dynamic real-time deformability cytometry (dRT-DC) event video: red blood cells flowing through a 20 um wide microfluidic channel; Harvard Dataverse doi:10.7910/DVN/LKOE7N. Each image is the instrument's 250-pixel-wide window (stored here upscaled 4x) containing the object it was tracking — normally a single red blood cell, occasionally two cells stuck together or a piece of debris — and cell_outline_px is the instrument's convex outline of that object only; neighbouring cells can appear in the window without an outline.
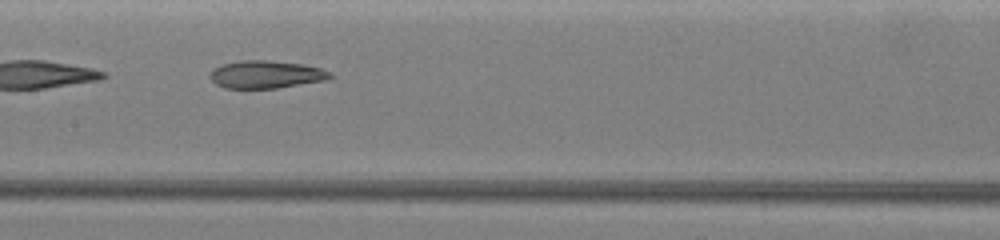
{"species": "common noctule bat (a hibernating species)", "species_latin": "Nyctalus noctula", "temperature_condition": "warm", "stored_images_in_passage": 19, "camera_frame_rate_fps": 3000, "um_per_image_px": 0.085, "animal": {"sex": "female", "body_mass_g": 19.5, "forearm_length_mm": 54.1}, "frame": {"image": 1, "passage_image": 9, "time_ms": 7.333, "image_size_px": [1000, 240], "cell_outline_px": [[332, 76], [324, 80], [276, 88], [224, 88], [216, 84], [208, 76], [212, 68], [224, 64], [240, 60], [272, 60], [304, 64], [320, 68], [328, 72]], "centroid_in_image_um": [22.55, 6.32], "position_along_channel_um": 184.9, "area_um2": 19.31}}
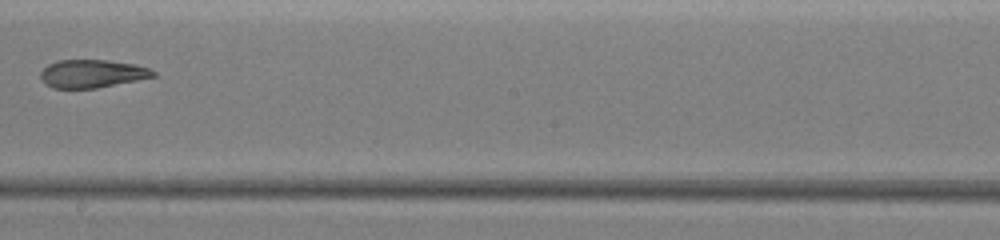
{"frame": {"image": 2, "passage_image": 11, "time_ms": 8.667, "image_size_px": [1000, 240], "cell_outline_px": [[156, 76], [96, 88], [52, 88], [44, 84], [40, 76], [40, 72], [48, 64], [60, 60], [108, 60], [136, 64], [148, 68], [156, 72]], "centroid_in_image_um": [7.81, 6.26], "position_along_channel_um": 240.4, "area_um2": 18.38}}
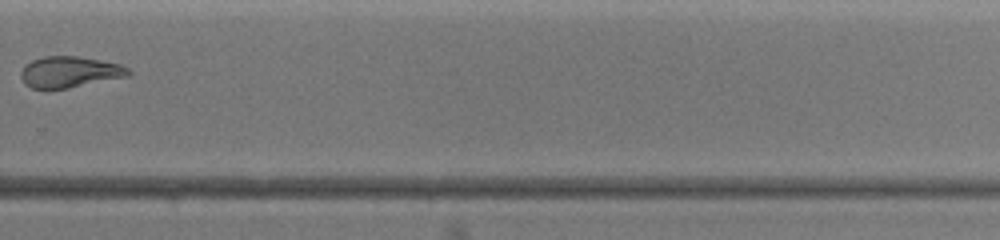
{"frame": {"image": 3, "passage_image": 14, "time_ms": 10.667, "image_size_px": [1000, 240], "cell_outline_px": [[132, 72], [128, 76], [68, 88], [32, 88], [24, 84], [20, 76], [20, 72], [32, 60], [44, 56], [80, 56], [120, 64], [128, 68]], "centroid_in_image_um": [5.93, 6.11], "position_along_channel_um": 323.9, "area_um2": 19.36}}